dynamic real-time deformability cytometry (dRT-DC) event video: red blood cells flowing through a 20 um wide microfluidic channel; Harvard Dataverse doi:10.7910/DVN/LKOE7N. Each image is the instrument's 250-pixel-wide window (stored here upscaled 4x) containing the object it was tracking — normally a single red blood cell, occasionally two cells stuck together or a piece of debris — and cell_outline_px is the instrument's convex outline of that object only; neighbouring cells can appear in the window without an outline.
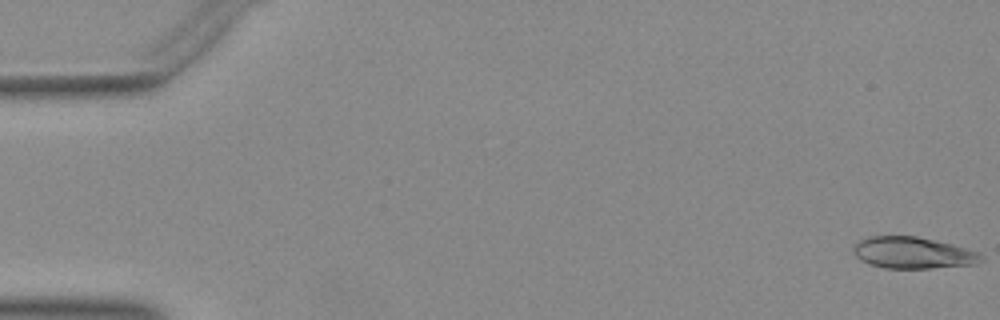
{"species": "Egyptian fruit bat (a non-hibernating species)", "species_latin": "Rousettus aegyptiacus", "temperature_condition": "warm", "stored_images_in_passage": 49, "camera_frame_rate_fps": 3000, "um_per_image_px": 0.085, "animal": {"sex": "female"}, "frame": {"image": 1, "passage_image": 1, "time_ms": 0.0, "image_size_px": [1000, 320], "cell_outline_px": [[984, 260], [976, 264], [932, 268], [884, 268], [868, 264], [860, 260], [852, 252], [852, 248], [860, 240], [868, 236], [916, 236], [952, 244], [980, 252], [984, 256]], "centroid_in_image_um": [77.61, 21.49], "position_along_channel_um": 7.4, "area_um2": 23.7}}
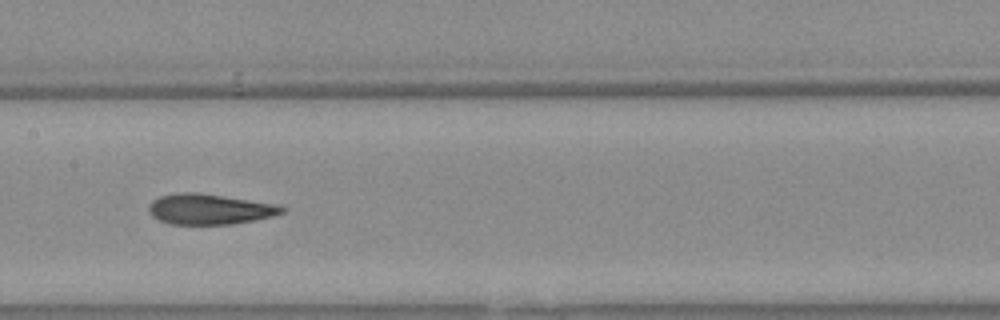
{"frame": {"image": 2, "passage_image": 26, "time_ms": 8.333, "image_size_px": [1000, 320], "cell_outline_px": [[288, 208], [284, 212], [272, 216], [232, 224], [168, 224], [152, 216], [148, 208], [152, 200], [160, 196], [180, 192], [200, 192], [280, 204]], "centroid_in_image_um": [17.85, 17.76], "position_along_channel_um": 189.6, "area_um2": 23.87}}
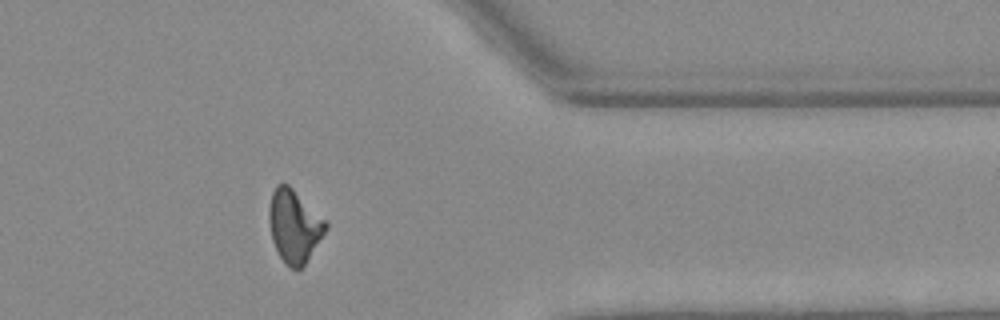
{"frame": {"image": 3, "passage_image": 42, "time_ms": 13.667, "image_size_px": [1000, 320], "cell_outline_px": [[328, 224], [324, 232], [304, 264], [300, 268], [288, 268], [280, 256], [272, 240], [268, 220], [268, 208], [272, 192], [276, 184], [288, 184]], "centroid_in_image_um": [24.95, 19.2], "position_along_channel_um": 386.5, "area_um2": 23.35}}